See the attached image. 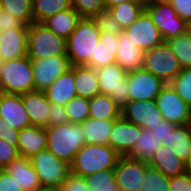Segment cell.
<instances>
[{
    "instance_id": "obj_1",
    "label": "cell",
    "mask_w": 191,
    "mask_h": 191,
    "mask_svg": "<svg viewBox=\"0 0 191 191\" xmlns=\"http://www.w3.org/2000/svg\"><path fill=\"white\" fill-rule=\"evenodd\" d=\"M47 147L59 160L72 164L75 154L85 144L81 124L64 123L46 127Z\"/></svg>"
},
{
    "instance_id": "obj_2",
    "label": "cell",
    "mask_w": 191,
    "mask_h": 191,
    "mask_svg": "<svg viewBox=\"0 0 191 191\" xmlns=\"http://www.w3.org/2000/svg\"><path fill=\"white\" fill-rule=\"evenodd\" d=\"M120 155L109 145L84 144L70 165L71 173L86 177L115 168Z\"/></svg>"
},
{
    "instance_id": "obj_3",
    "label": "cell",
    "mask_w": 191,
    "mask_h": 191,
    "mask_svg": "<svg viewBox=\"0 0 191 191\" xmlns=\"http://www.w3.org/2000/svg\"><path fill=\"white\" fill-rule=\"evenodd\" d=\"M100 31L91 18H81L66 40L67 57L71 66L86 65L94 56Z\"/></svg>"
},
{
    "instance_id": "obj_4",
    "label": "cell",
    "mask_w": 191,
    "mask_h": 191,
    "mask_svg": "<svg viewBox=\"0 0 191 191\" xmlns=\"http://www.w3.org/2000/svg\"><path fill=\"white\" fill-rule=\"evenodd\" d=\"M59 55H67L66 40L54 34L43 23L29 24L27 56L34 60Z\"/></svg>"
},
{
    "instance_id": "obj_5",
    "label": "cell",
    "mask_w": 191,
    "mask_h": 191,
    "mask_svg": "<svg viewBox=\"0 0 191 191\" xmlns=\"http://www.w3.org/2000/svg\"><path fill=\"white\" fill-rule=\"evenodd\" d=\"M35 91L31 59L24 57L4 61L0 73V92L24 94Z\"/></svg>"
},
{
    "instance_id": "obj_6",
    "label": "cell",
    "mask_w": 191,
    "mask_h": 191,
    "mask_svg": "<svg viewBox=\"0 0 191 191\" xmlns=\"http://www.w3.org/2000/svg\"><path fill=\"white\" fill-rule=\"evenodd\" d=\"M30 162L37 172L42 188L60 189L61 184L71 173L70 165L59 160L48 149L32 156Z\"/></svg>"
},
{
    "instance_id": "obj_7",
    "label": "cell",
    "mask_w": 191,
    "mask_h": 191,
    "mask_svg": "<svg viewBox=\"0 0 191 191\" xmlns=\"http://www.w3.org/2000/svg\"><path fill=\"white\" fill-rule=\"evenodd\" d=\"M143 69L169 84L182 70L178 58L164 41L145 51Z\"/></svg>"
},
{
    "instance_id": "obj_8",
    "label": "cell",
    "mask_w": 191,
    "mask_h": 191,
    "mask_svg": "<svg viewBox=\"0 0 191 191\" xmlns=\"http://www.w3.org/2000/svg\"><path fill=\"white\" fill-rule=\"evenodd\" d=\"M145 11L158 28L164 41L186 32V21L181 19L171 4L165 0H151L145 3Z\"/></svg>"
},
{
    "instance_id": "obj_9",
    "label": "cell",
    "mask_w": 191,
    "mask_h": 191,
    "mask_svg": "<svg viewBox=\"0 0 191 191\" xmlns=\"http://www.w3.org/2000/svg\"><path fill=\"white\" fill-rule=\"evenodd\" d=\"M100 94L110 96L122 109L129 101L128 73L116 62L96 69Z\"/></svg>"
},
{
    "instance_id": "obj_10",
    "label": "cell",
    "mask_w": 191,
    "mask_h": 191,
    "mask_svg": "<svg viewBox=\"0 0 191 191\" xmlns=\"http://www.w3.org/2000/svg\"><path fill=\"white\" fill-rule=\"evenodd\" d=\"M163 120L185 125L191 123V107L176 93L170 84H166L155 99Z\"/></svg>"
},
{
    "instance_id": "obj_11",
    "label": "cell",
    "mask_w": 191,
    "mask_h": 191,
    "mask_svg": "<svg viewBox=\"0 0 191 191\" xmlns=\"http://www.w3.org/2000/svg\"><path fill=\"white\" fill-rule=\"evenodd\" d=\"M31 63L34 87L37 91H45L52 82L71 67L67 55L34 59L31 60Z\"/></svg>"
},
{
    "instance_id": "obj_12",
    "label": "cell",
    "mask_w": 191,
    "mask_h": 191,
    "mask_svg": "<svg viewBox=\"0 0 191 191\" xmlns=\"http://www.w3.org/2000/svg\"><path fill=\"white\" fill-rule=\"evenodd\" d=\"M148 165L147 161L120 156L114 168L119 191H140Z\"/></svg>"
},
{
    "instance_id": "obj_13",
    "label": "cell",
    "mask_w": 191,
    "mask_h": 191,
    "mask_svg": "<svg viewBox=\"0 0 191 191\" xmlns=\"http://www.w3.org/2000/svg\"><path fill=\"white\" fill-rule=\"evenodd\" d=\"M165 85L161 79L143 68L128 72L129 100H155Z\"/></svg>"
},
{
    "instance_id": "obj_14",
    "label": "cell",
    "mask_w": 191,
    "mask_h": 191,
    "mask_svg": "<svg viewBox=\"0 0 191 191\" xmlns=\"http://www.w3.org/2000/svg\"><path fill=\"white\" fill-rule=\"evenodd\" d=\"M123 32L144 52L164 42L161 33L145 10Z\"/></svg>"
},
{
    "instance_id": "obj_15",
    "label": "cell",
    "mask_w": 191,
    "mask_h": 191,
    "mask_svg": "<svg viewBox=\"0 0 191 191\" xmlns=\"http://www.w3.org/2000/svg\"><path fill=\"white\" fill-rule=\"evenodd\" d=\"M121 116L142 129L153 128L163 120L155 100H129L121 109Z\"/></svg>"
},
{
    "instance_id": "obj_16",
    "label": "cell",
    "mask_w": 191,
    "mask_h": 191,
    "mask_svg": "<svg viewBox=\"0 0 191 191\" xmlns=\"http://www.w3.org/2000/svg\"><path fill=\"white\" fill-rule=\"evenodd\" d=\"M141 129L120 116L114 121L108 145L120 156H127L131 152Z\"/></svg>"
},
{
    "instance_id": "obj_17",
    "label": "cell",
    "mask_w": 191,
    "mask_h": 191,
    "mask_svg": "<svg viewBox=\"0 0 191 191\" xmlns=\"http://www.w3.org/2000/svg\"><path fill=\"white\" fill-rule=\"evenodd\" d=\"M0 117L18 131L31 126L22 102V94L0 92Z\"/></svg>"
},
{
    "instance_id": "obj_18",
    "label": "cell",
    "mask_w": 191,
    "mask_h": 191,
    "mask_svg": "<svg viewBox=\"0 0 191 191\" xmlns=\"http://www.w3.org/2000/svg\"><path fill=\"white\" fill-rule=\"evenodd\" d=\"M28 28H12L3 31L0 39V57L4 61L27 55Z\"/></svg>"
},
{
    "instance_id": "obj_19",
    "label": "cell",
    "mask_w": 191,
    "mask_h": 191,
    "mask_svg": "<svg viewBox=\"0 0 191 191\" xmlns=\"http://www.w3.org/2000/svg\"><path fill=\"white\" fill-rule=\"evenodd\" d=\"M46 147L47 136L44 127L29 126L19 131L17 150L20 157L30 159Z\"/></svg>"
},
{
    "instance_id": "obj_20",
    "label": "cell",
    "mask_w": 191,
    "mask_h": 191,
    "mask_svg": "<svg viewBox=\"0 0 191 191\" xmlns=\"http://www.w3.org/2000/svg\"><path fill=\"white\" fill-rule=\"evenodd\" d=\"M116 63L127 73L141 69L145 52L134 44L123 31L118 35Z\"/></svg>"
},
{
    "instance_id": "obj_21",
    "label": "cell",
    "mask_w": 191,
    "mask_h": 191,
    "mask_svg": "<svg viewBox=\"0 0 191 191\" xmlns=\"http://www.w3.org/2000/svg\"><path fill=\"white\" fill-rule=\"evenodd\" d=\"M22 102L31 126L46 128L50 102L47 100L44 91L35 90L22 94Z\"/></svg>"
},
{
    "instance_id": "obj_22",
    "label": "cell",
    "mask_w": 191,
    "mask_h": 191,
    "mask_svg": "<svg viewBox=\"0 0 191 191\" xmlns=\"http://www.w3.org/2000/svg\"><path fill=\"white\" fill-rule=\"evenodd\" d=\"M4 170L15 179L23 191H39L42 188L30 159L18 157Z\"/></svg>"
},
{
    "instance_id": "obj_23",
    "label": "cell",
    "mask_w": 191,
    "mask_h": 191,
    "mask_svg": "<svg viewBox=\"0 0 191 191\" xmlns=\"http://www.w3.org/2000/svg\"><path fill=\"white\" fill-rule=\"evenodd\" d=\"M47 100L55 105L66 106L76 97L74 71L69 68L44 91Z\"/></svg>"
},
{
    "instance_id": "obj_24",
    "label": "cell",
    "mask_w": 191,
    "mask_h": 191,
    "mask_svg": "<svg viewBox=\"0 0 191 191\" xmlns=\"http://www.w3.org/2000/svg\"><path fill=\"white\" fill-rule=\"evenodd\" d=\"M118 45V35L101 33L94 56H91L90 61L85 66L99 69L115 63Z\"/></svg>"
},
{
    "instance_id": "obj_25",
    "label": "cell",
    "mask_w": 191,
    "mask_h": 191,
    "mask_svg": "<svg viewBox=\"0 0 191 191\" xmlns=\"http://www.w3.org/2000/svg\"><path fill=\"white\" fill-rule=\"evenodd\" d=\"M70 68L74 71L77 96L91 99L100 94L96 69L85 65L71 66Z\"/></svg>"
},
{
    "instance_id": "obj_26",
    "label": "cell",
    "mask_w": 191,
    "mask_h": 191,
    "mask_svg": "<svg viewBox=\"0 0 191 191\" xmlns=\"http://www.w3.org/2000/svg\"><path fill=\"white\" fill-rule=\"evenodd\" d=\"M148 163L166 177H172L185 171L184 161L164 145L157 149V152Z\"/></svg>"
},
{
    "instance_id": "obj_27",
    "label": "cell",
    "mask_w": 191,
    "mask_h": 191,
    "mask_svg": "<svg viewBox=\"0 0 191 191\" xmlns=\"http://www.w3.org/2000/svg\"><path fill=\"white\" fill-rule=\"evenodd\" d=\"M162 145L185 162L191 154V123L177 125L172 132H169Z\"/></svg>"
},
{
    "instance_id": "obj_28",
    "label": "cell",
    "mask_w": 191,
    "mask_h": 191,
    "mask_svg": "<svg viewBox=\"0 0 191 191\" xmlns=\"http://www.w3.org/2000/svg\"><path fill=\"white\" fill-rule=\"evenodd\" d=\"M81 16L73 9H67L57 12L55 15L47 18L43 24L47 26L54 34L67 40L75 30Z\"/></svg>"
},
{
    "instance_id": "obj_29",
    "label": "cell",
    "mask_w": 191,
    "mask_h": 191,
    "mask_svg": "<svg viewBox=\"0 0 191 191\" xmlns=\"http://www.w3.org/2000/svg\"><path fill=\"white\" fill-rule=\"evenodd\" d=\"M115 120L86 119L81 125L85 144L108 145L110 133Z\"/></svg>"
},
{
    "instance_id": "obj_30",
    "label": "cell",
    "mask_w": 191,
    "mask_h": 191,
    "mask_svg": "<svg viewBox=\"0 0 191 191\" xmlns=\"http://www.w3.org/2000/svg\"><path fill=\"white\" fill-rule=\"evenodd\" d=\"M121 116V108L108 95L98 94L89 99V117L98 120H115Z\"/></svg>"
},
{
    "instance_id": "obj_31",
    "label": "cell",
    "mask_w": 191,
    "mask_h": 191,
    "mask_svg": "<svg viewBox=\"0 0 191 191\" xmlns=\"http://www.w3.org/2000/svg\"><path fill=\"white\" fill-rule=\"evenodd\" d=\"M113 19L122 30L129 27L145 10V3L140 0H127L108 9Z\"/></svg>"
},
{
    "instance_id": "obj_32",
    "label": "cell",
    "mask_w": 191,
    "mask_h": 191,
    "mask_svg": "<svg viewBox=\"0 0 191 191\" xmlns=\"http://www.w3.org/2000/svg\"><path fill=\"white\" fill-rule=\"evenodd\" d=\"M150 129H141L131 152L127 155L136 160L147 161L155 155L161 146Z\"/></svg>"
},
{
    "instance_id": "obj_33",
    "label": "cell",
    "mask_w": 191,
    "mask_h": 191,
    "mask_svg": "<svg viewBox=\"0 0 191 191\" xmlns=\"http://www.w3.org/2000/svg\"><path fill=\"white\" fill-rule=\"evenodd\" d=\"M72 8L71 0H33V22L43 23L47 18Z\"/></svg>"
},
{
    "instance_id": "obj_34",
    "label": "cell",
    "mask_w": 191,
    "mask_h": 191,
    "mask_svg": "<svg viewBox=\"0 0 191 191\" xmlns=\"http://www.w3.org/2000/svg\"><path fill=\"white\" fill-rule=\"evenodd\" d=\"M90 191H119L114 168L103 170L85 177Z\"/></svg>"
},
{
    "instance_id": "obj_35",
    "label": "cell",
    "mask_w": 191,
    "mask_h": 191,
    "mask_svg": "<svg viewBox=\"0 0 191 191\" xmlns=\"http://www.w3.org/2000/svg\"><path fill=\"white\" fill-rule=\"evenodd\" d=\"M32 2L33 0H0L2 10L14 15L25 25L33 22Z\"/></svg>"
},
{
    "instance_id": "obj_36",
    "label": "cell",
    "mask_w": 191,
    "mask_h": 191,
    "mask_svg": "<svg viewBox=\"0 0 191 191\" xmlns=\"http://www.w3.org/2000/svg\"><path fill=\"white\" fill-rule=\"evenodd\" d=\"M174 52L180 65L187 67L191 60V38L186 34L170 38L165 41Z\"/></svg>"
},
{
    "instance_id": "obj_37",
    "label": "cell",
    "mask_w": 191,
    "mask_h": 191,
    "mask_svg": "<svg viewBox=\"0 0 191 191\" xmlns=\"http://www.w3.org/2000/svg\"><path fill=\"white\" fill-rule=\"evenodd\" d=\"M68 123L82 124L89 118V99L76 96L65 106Z\"/></svg>"
},
{
    "instance_id": "obj_38",
    "label": "cell",
    "mask_w": 191,
    "mask_h": 191,
    "mask_svg": "<svg viewBox=\"0 0 191 191\" xmlns=\"http://www.w3.org/2000/svg\"><path fill=\"white\" fill-rule=\"evenodd\" d=\"M140 191H170L169 177L164 176L160 171L148 165Z\"/></svg>"
},
{
    "instance_id": "obj_39",
    "label": "cell",
    "mask_w": 191,
    "mask_h": 191,
    "mask_svg": "<svg viewBox=\"0 0 191 191\" xmlns=\"http://www.w3.org/2000/svg\"><path fill=\"white\" fill-rule=\"evenodd\" d=\"M176 93L191 107V68L183 67L169 83Z\"/></svg>"
},
{
    "instance_id": "obj_40",
    "label": "cell",
    "mask_w": 191,
    "mask_h": 191,
    "mask_svg": "<svg viewBox=\"0 0 191 191\" xmlns=\"http://www.w3.org/2000/svg\"><path fill=\"white\" fill-rule=\"evenodd\" d=\"M91 20L98 27L100 33L119 35L123 31L120 25L113 19L108 9L99 11L91 17Z\"/></svg>"
},
{
    "instance_id": "obj_41",
    "label": "cell",
    "mask_w": 191,
    "mask_h": 191,
    "mask_svg": "<svg viewBox=\"0 0 191 191\" xmlns=\"http://www.w3.org/2000/svg\"><path fill=\"white\" fill-rule=\"evenodd\" d=\"M72 8L82 17L91 18L105 8L104 0H71Z\"/></svg>"
},
{
    "instance_id": "obj_42",
    "label": "cell",
    "mask_w": 191,
    "mask_h": 191,
    "mask_svg": "<svg viewBox=\"0 0 191 191\" xmlns=\"http://www.w3.org/2000/svg\"><path fill=\"white\" fill-rule=\"evenodd\" d=\"M19 156L16 146L0 139V169H5L13 160Z\"/></svg>"
},
{
    "instance_id": "obj_43",
    "label": "cell",
    "mask_w": 191,
    "mask_h": 191,
    "mask_svg": "<svg viewBox=\"0 0 191 191\" xmlns=\"http://www.w3.org/2000/svg\"><path fill=\"white\" fill-rule=\"evenodd\" d=\"M68 122V116L65 106L50 103V109L47 119V127H53Z\"/></svg>"
},
{
    "instance_id": "obj_44",
    "label": "cell",
    "mask_w": 191,
    "mask_h": 191,
    "mask_svg": "<svg viewBox=\"0 0 191 191\" xmlns=\"http://www.w3.org/2000/svg\"><path fill=\"white\" fill-rule=\"evenodd\" d=\"M60 191H90L86 180L82 176L72 173L61 184Z\"/></svg>"
},
{
    "instance_id": "obj_45",
    "label": "cell",
    "mask_w": 191,
    "mask_h": 191,
    "mask_svg": "<svg viewBox=\"0 0 191 191\" xmlns=\"http://www.w3.org/2000/svg\"><path fill=\"white\" fill-rule=\"evenodd\" d=\"M170 191H191V177L185 172L169 177Z\"/></svg>"
},
{
    "instance_id": "obj_46",
    "label": "cell",
    "mask_w": 191,
    "mask_h": 191,
    "mask_svg": "<svg viewBox=\"0 0 191 191\" xmlns=\"http://www.w3.org/2000/svg\"><path fill=\"white\" fill-rule=\"evenodd\" d=\"M12 28H28V25H25L14 15L2 10L0 13V30L3 32Z\"/></svg>"
},
{
    "instance_id": "obj_47",
    "label": "cell",
    "mask_w": 191,
    "mask_h": 191,
    "mask_svg": "<svg viewBox=\"0 0 191 191\" xmlns=\"http://www.w3.org/2000/svg\"><path fill=\"white\" fill-rule=\"evenodd\" d=\"M170 3L176 14L183 20H191V0H165Z\"/></svg>"
},
{
    "instance_id": "obj_48",
    "label": "cell",
    "mask_w": 191,
    "mask_h": 191,
    "mask_svg": "<svg viewBox=\"0 0 191 191\" xmlns=\"http://www.w3.org/2000/svg\"><path fill=\"white\" fill-rule=\"evenodd\" d=\"M18 134V130L12 128L10 125L7 124L5 120L0 117V139H3L9 144L17 147Z\"/></svg>"
},
{
    "instance_id": "obj_49",
    "label": "cell",
    "mask_w": 191,
    "mask_h": 191,
    "mask_svg": "<svg viewBox=\"0 0 191 191\" xmlns=\"http://www.w3.org/2000/svg\"><path fill=\"white\" fill-rule=\"evenodd\" d=\"M176 126V124L162 120L159 124L149 129L152 130V134L157 138V142L162 145L163 141L167 139L169 132H172Z\"/></svg>"
},
{
    "instance_id": "obj_50",
    "label": "cell",
    "mask_w": 191,
    "mask_h": 191,
    "mask_svg": "<svg viewBox=\"0 0 191 191\" xmlns=\"http://www.w3.org/2000/svg\"><path fill=\"white\" fill-rule=\"evenodd\" d=\"M0 191H23L21 186L4 169H0Z\"/></svg>"
},
{
    "instance_id": "obj_51",
    "label": "cell",
    "mask_w": 191,
    "mask_h": 191,
    "mask_svg": "<svg viewBox=\"0 0 191 191\" xmlns=\"http://www.w3.org/2000/svg\"><path fill=\"white\" fill-rule=\"evenodd\" d=\"M127 0H104V5L106 9H109L111 7L117 6L122 2H125Z\"/></svg>"
},
{
    "instance_id": "obj_52",
    "label": "cell",
    "mask_w": 191,
    "mask_h": 191,
    "mask_svg": "<svg viewBox=\"0 0 191 191\" xmlns=\"http://www.w3.org/2000/svg\"><path fill=\"white\" fill-rule=\"evenodd\" d=\"M185 163V173L191 177V154L189 158L184 162Z\"/></svg>"
},
{
    "instance_id": "obj_53",
    "label": "cell",
    "mask_w": 191,
    "mask_h": 191,
    "mask_svg": "<svg viewBox=\"0 0 191 191\" xmlns=\"http://www.w3.org/2000/svg\"><path fill=\"white\" fill-rule=\"evenodd\" d=\"M186 34L191 38V20L186 21Z\"/></svg>"
},
{
    "instance_id": "obj_54",
    "label": "cell",
    "mask_w": 191,
    "mask_h": 191,
    "mask_svg": "<svg viewBox=\"0 0 191 191\" xmlns=\"http://www.w3.org/2000/svg\"><path fill=\"white\" fill-rule=\"evenodd\" d=\"M39 191H60V189L41 188Z\"/></svg>"
},
{
    "instance_id": "obj_55",
    "label": "cell",
    "mask_w": 191,
    "mask_h": 191,
    "mask_svg": "<svg viewBox=\"0 0 191 191\" xmlns=\"http://www.w3.org/2000/svg\"><path fill=\"white\" fill-rule=\"evenodd\" d=\"M3 64H4V60L0 57V73H1Z\"/></svg>"
},
{
    "instance_id": "obj_56",
    "label": "cell",
    "mask_w": 191,
    "mask_h": 191,
    "mask_svg": "<svg viewBox=\"0 0 191 191\" xmlns=\"http://www.w3.org/2000/svg\"><path fill=\"white\" fill-rule=\"evenodd\" d=\"M140 1H142V2H144V3H147V2H149V1H151V0H140Z\"/></svg>"
},
{
    "instance_id": "obj_57",
    "label": "cell",
    "mask_w": 191,
    "mask_h": 191,
    "mask_svg": "<svg viewBox=\"0 0 191 191\" xmlns=\"http://www.w3.org/2000/svg\"><path fill=\"white\" fill-rule=\"evenodd\" d=\"M187 68H191V60H190V63H189V65L187 66Z\"/></svg>"
}]
</instances>
